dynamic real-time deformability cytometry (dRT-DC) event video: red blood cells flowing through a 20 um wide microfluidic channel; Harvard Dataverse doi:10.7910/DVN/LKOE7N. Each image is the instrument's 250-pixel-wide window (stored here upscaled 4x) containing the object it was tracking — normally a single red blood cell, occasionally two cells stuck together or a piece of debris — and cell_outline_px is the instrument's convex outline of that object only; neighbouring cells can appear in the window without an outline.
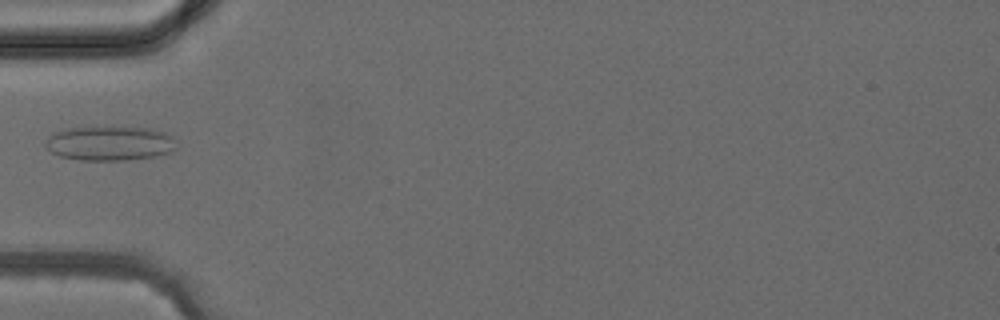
{"species": "common noctule bat (a hibernating species)", "species_latin": "Nyctalus noctula", "temperature_condition": "cold", "stored_images_in_passage": 1, "camera_frame_rate_fps": 3000, "um_per_image_px": 0.085, "animal": {"sex": "female", "body_mass_g": 24.6, "forearm_length_mm": 56.2}, "frame": {"image": 1, "passage_image": 1, "time_ms": 0.0, "image_size_px": [1000, 320], "cell_outline_px": [[180, 140], [176, 148], [172, 152], [156, 156], [124, 160], [80, 160], [60, 156], [52, 152], [44, 144], [44, 140], [48, 136], [56, 132], [68, 128], [108, 124], [152, 128], [164, 132]], "centroid_in_image_um": [9.39, 12.13], "position_along_channel_um": 75.6, "area_um2": 27.51}}